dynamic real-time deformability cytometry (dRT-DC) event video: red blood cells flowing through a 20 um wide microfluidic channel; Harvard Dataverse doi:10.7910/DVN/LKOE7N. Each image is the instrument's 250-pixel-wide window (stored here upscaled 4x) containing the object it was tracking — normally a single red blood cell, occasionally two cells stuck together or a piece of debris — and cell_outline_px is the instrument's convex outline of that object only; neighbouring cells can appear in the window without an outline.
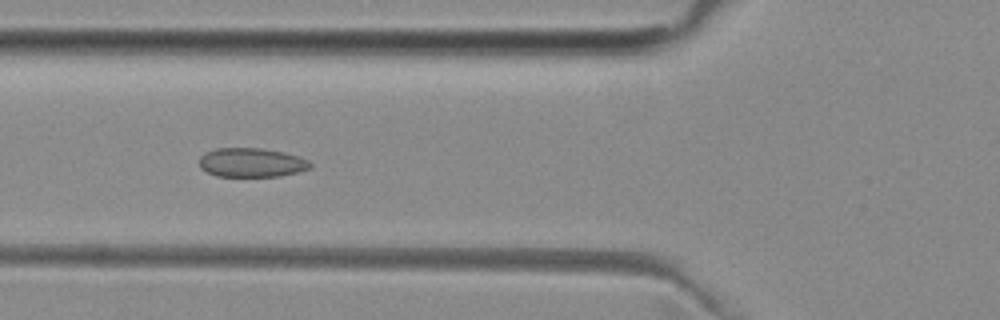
{"species": "common noctule bat (a hibernating species)", "species_latin": "Nyctalus noctula", "temperature_condition": "room temperature", "stored_images_in_passage": 50, "camera_frame_rate_fps": 3000, "um_per_image_px": 0.085, "animal": {"sex": "female", "body_mass_g": 29.2, "forearm_length_mm": 56.3}, "frame": {"image": 1, "passage_image": 18, "time_ms": 5.667, "image_size_px": [1000, 320], "cell_outline_px": [[312, 168], [300, 172], [280, 176], [216, 176], [200, 168], [200, 156], [216, 148], [260, 148], [284, 152], [300, 156], [308, 160], [312, 164]], "centroid_in_image_um": [21.43, 13.82], "position_along_channel_um": 104.4, "area_um2": 18.9}}
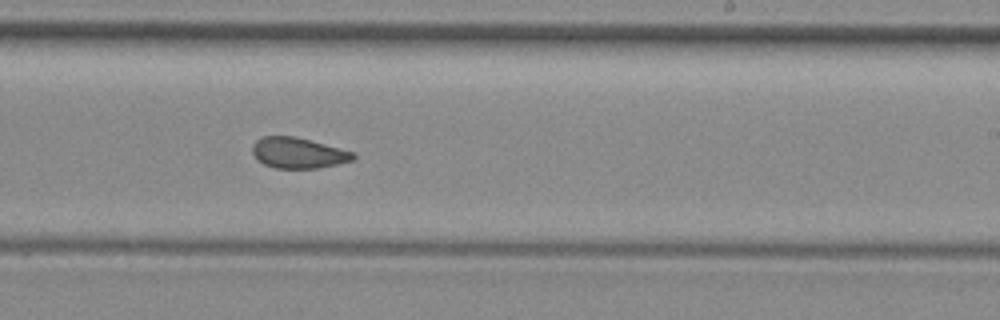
{"frame": {"image": 2, "passage_image": 30, "time_ms": 9.667, "image_size_px": [1000, 320], "cell_outline_px": [[356, 156], [352, 160], [320, 168], [276, 168], [264, 164], [252, 152], [252, 144], [256, 140], [264, 136], [292, 136], [356, 152]], "centroid_in_image_um": [25.36, 13.0], "position_along_channel_um": 263.6, "area_um2": 17.8}}
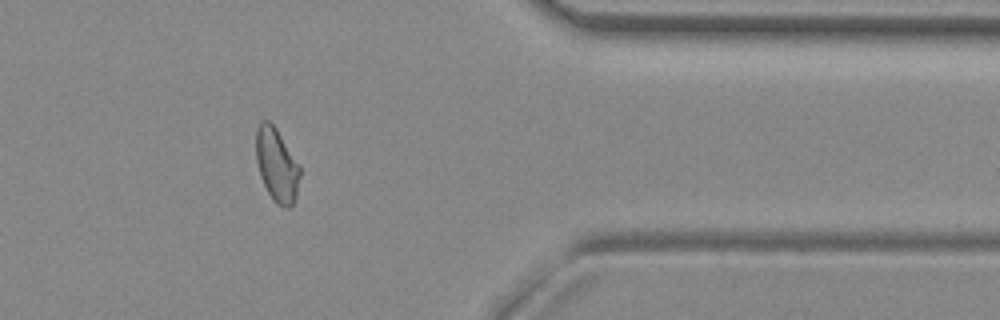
{"frame": {"image": 3, "passage_image": 41, "time_ms": 13.333, "image_size_px": [1000, 320], "cell_outline_px": [[300, 176], [296, 196], [292, 204], [288, 208], [284, 208], [276, 204], [272, 200], [260, 176], [256, 160], [256, 128], [260, 120], [268, 120], [276, 128], [300, 164]], "centroid_in_image_um": [23.52, 14.01], "position_along_channel_um": 387.9, "area_um2": 19.02}, "authors_computed_cell_mechanics": {"area_um2": 19.1029, "velocity_mm_per_s": 3.9821, "shape_relaxation_time_tau1_ms": null, "shape_relaxation_time_tau2_ms": 2.0158, "deformation_change_tau1": null, "deformation_change_tau2": 0.0779}}